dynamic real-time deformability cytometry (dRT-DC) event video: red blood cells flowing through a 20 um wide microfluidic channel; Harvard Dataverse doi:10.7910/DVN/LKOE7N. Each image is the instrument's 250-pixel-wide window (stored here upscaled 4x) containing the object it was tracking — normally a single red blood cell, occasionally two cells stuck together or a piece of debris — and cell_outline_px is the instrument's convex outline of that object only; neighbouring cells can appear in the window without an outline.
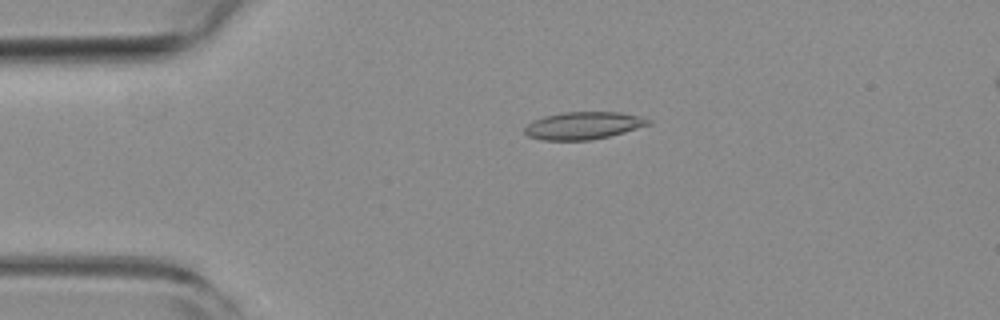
{"species": "common noctule bat (a hibernating species)", "species_latin": "Nyctalus noctula", "temperature_condition": "room temperature", "stored_images_in_passage": 51, "camera_frame_rate_fps": 3000, "um_per_image_px": 0.085, "animal": {"sex": "female", "body_mass_g": 19.3, "forearm_length_mm": 54.1}, "frame": {"image": 1, "passage_image": 9, "time_ms": 2.667, "image_size_px": [1000, 320], "cell_outline_px": [[652, 124], [624, 132], [592, 140], [540, 140], [528, 136], [524, 132], [524, 128], [528, 124], [544, 116], [564, 112], [620, 112], [652, 120]], "centroid_in_image_um": [49.58, 10.68], "position_along_channel_um": 35.4, "area_um2": 19.65}}
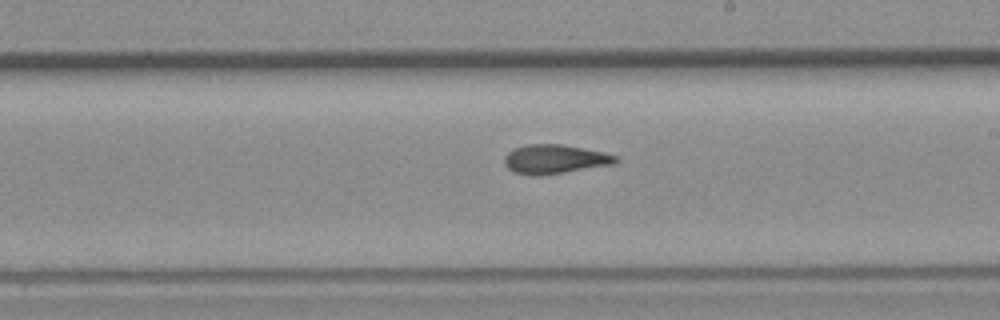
{"frame": {"image": 2, "passage_image": 28, "time_ms": 9.0, "image_size_px": [1000, 320], "cell_outline_px": [[620, 160], [612, 164], [564, 172], [536, 176], [532, 176], [516, 172], [508, 168], [504, 164], [504, 156], [508, 152], [516, 148], [528, 144], [560, 144], [604, 152], [620, 156]], "centroid_in_image_um": [47.17, 13.52], "position_along_channel_um": 241.8, "area_um2": 18.73}}
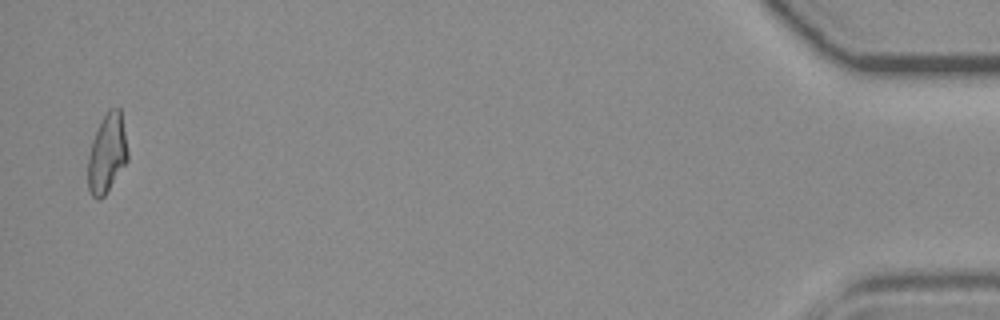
{"frame": {"image": 3, "passage_image": 50, "time_ms": 16.333, "image_size_px": [1000, 320], "cell_outline_px": [[128, 160], [104, 196], [100, 200], [96, 200], [92, 196], [88, 188], [88, 156], [92, 140], [100, 120], [108, 108], [120, 108], [128, 152]], "centroid_in_image_um": [9.08, 13.04], "position_along_channel_um": 426.1, "area_um2": 18.38}, "authors_computed_cell_mechanics": {"area_um2": 18.7272, "velocity_mm_per_s": 3.8191, "shape_relaxation_time_tau1_ms": null, "shape_relaxation_time_tau2_ms": 2.6264, "deformation_change_tau1": null, "deformation_change_tau2": 0.098}}